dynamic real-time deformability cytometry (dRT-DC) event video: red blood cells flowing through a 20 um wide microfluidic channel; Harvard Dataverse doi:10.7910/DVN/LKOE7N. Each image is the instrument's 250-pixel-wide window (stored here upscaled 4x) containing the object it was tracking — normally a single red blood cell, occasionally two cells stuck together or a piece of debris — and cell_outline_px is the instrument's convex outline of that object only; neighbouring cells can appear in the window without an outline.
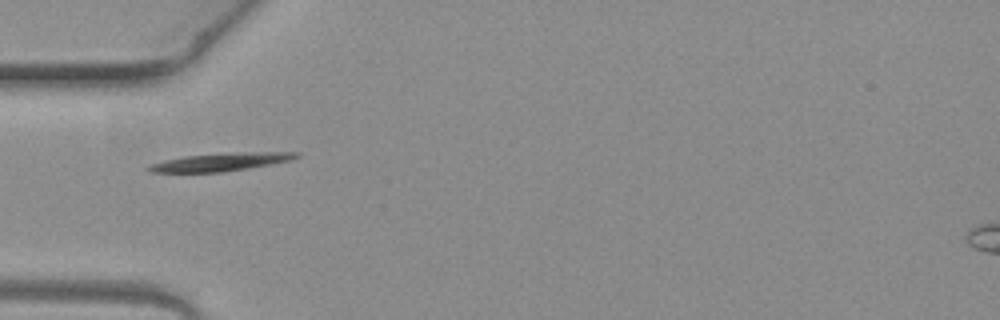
{"species": "common noctule bat (a hibernating species)", "species_latin": "Nyctalus noctula", "temperature_condition": "warm", "stored_images_in_passage": 4, "camera_frame_rate_fps": 3000, "um_per_image_px": 0.085, "animal": {"sex": "female", "body_mass_g": 19.3, "forearm_length_mm": 54.1}, "frame": {"image": 1, "passage_image": 4, "time_ms": 1.0, "image_size_px": [1000, 320], "cell_outline_px": [[300, 156], [292, 160], [272, 164], [224, 172], [152, 172], [144, 168], [148, 164], [164, 160], [184, 156], [244, 152], [300, 152]], "centroid_in_image_um": [18.76, 13.77], "position_along_channel_um": 66.2, "area_um2": 15.49}}